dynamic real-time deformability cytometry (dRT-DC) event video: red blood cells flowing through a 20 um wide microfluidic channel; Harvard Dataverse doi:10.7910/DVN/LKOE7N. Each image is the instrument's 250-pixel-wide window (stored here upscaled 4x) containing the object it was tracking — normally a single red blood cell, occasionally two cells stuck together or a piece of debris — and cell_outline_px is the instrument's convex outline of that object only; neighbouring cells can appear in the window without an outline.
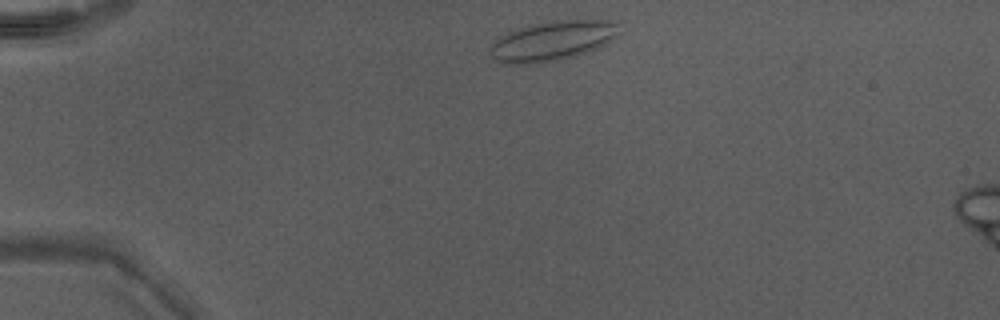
{"species": "Egyptian fruit bat (a non-hibernating species)", "species_latin": "Rousettus aegyptiacus", "temperature_condition": "warm", "stored_images_in_passage": 40, "segment_of_instrument_passage": [1, 2], "camera_frame_rate_fps": 3000, "um_per_image_px": 0.085, "animal": {"sex": "male"}, "frame": {"image": 1, "passage_image": 2, "time_ms": 0.333, "image_size_px": [1000, 320], "cell_outline_px": [[620, 32], [612, 40], [588, 52], [576, 56], [560, 60], [536, 64], [508, 64], [492, 56], [488, 52], [488, 48], [496, 40], [508, 32], [528, 24], [556, 20], [604, 20], [616, 24]], "centroid_in_image_um": [46.94, 3.48], "position_along_channel_um": 38.1, "area_um2": 29.82}}
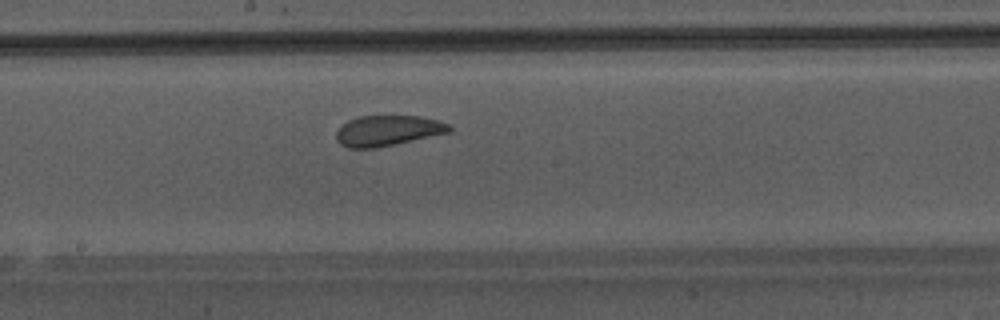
{"frame": {"image": 2, "passage_image": 18, "time_ms": 5.667, "image_size_px": [1000, 320], "cell_outline_px": [[452, 132], [376, 148], [348, 148], [340, 144], [336, 140], [336, 132], [348, 120], [356, 116], [420, 116], [436, 120], [448, 124], [452, 128]], "centroid_in_image_um": [32.95, 11.11], "position_along_channel_um": 215.2, "area_um2": 20.11}}
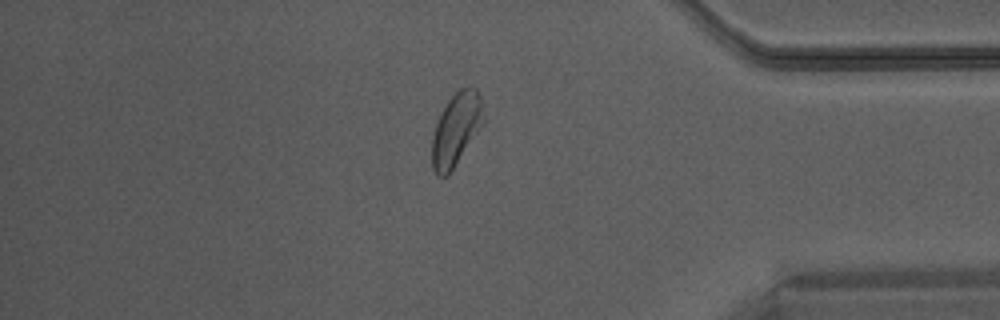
{"frame": {"image": 3, "passage_image": 32, "time_ms": 10.333, "image_size_px": [1000, 320], "cell_outline_px": [[484, 124], [448, 176], [436, 176], [432, 168], [432, 136], [440, 112], [448, 100], [460, 88], [472, 84], [476, 88], [480, 96], [484, 120]], "centroid_in_image_um": [38.77, 10.98], "position_along_channel_um": 396.4, "area_um2": 22.08}}